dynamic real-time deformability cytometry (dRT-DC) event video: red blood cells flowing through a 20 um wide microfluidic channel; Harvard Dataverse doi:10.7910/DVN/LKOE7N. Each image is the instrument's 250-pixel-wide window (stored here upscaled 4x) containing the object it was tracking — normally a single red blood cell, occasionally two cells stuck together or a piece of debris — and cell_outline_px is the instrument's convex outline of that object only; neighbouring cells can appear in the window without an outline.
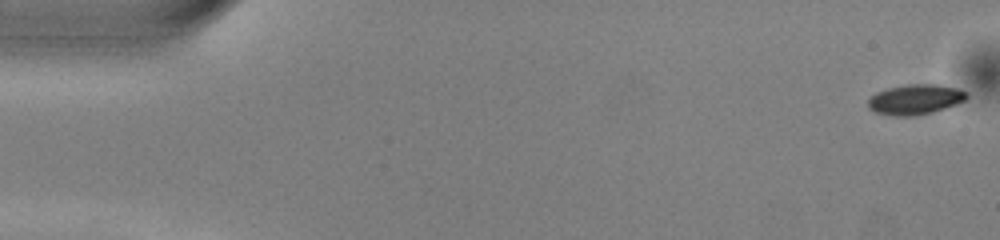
{"species": "common noctule bat (a hibernating species)", "species_latin": "Nyctalus noctula", "temperature_condition": "warm", "stored_images_in_passage": 47, "camera_frame_rate_fps": 3000, "um_per_image_px": 0.085, "animal": {"sex": "male", "body_mass_g": 13.0, "forearm_length_mm": 53.1}, "frame": {"image": 1, "passage_image": 1, "time_ms": 0.0, "image_size_px": [1000, 240], "cell_outline_px": [[968, 96], [964, 100], [956, 104], [932, 112], [912, 116], [892, 116], [876, 112], [868, 108], [868, 100], [876, 92], [888, 88], [908, 84], [936, 84], [956, 88], [968, 92]], "centroid_in_image_um": [77.78, 8.45], "position_along_channel_um": 7.2, "area_um2": 17.22}}
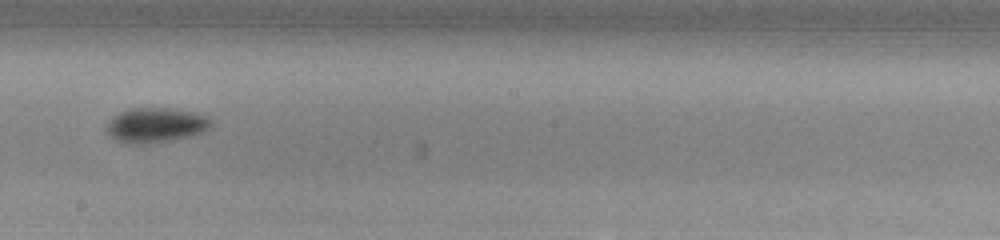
{"frame": {"image": 2, "passage_image": 29, "time_ms": 9.333, "image_size_px": [1000, 240], "cell_outline_px": [[212, 124], [204, 132], [172, 140], [136, 144], [128, 144], [116, 140], [104, 132], [104, 128], [112, 116], [128, 108], [168, 108], [200, 112], [208, 116], [212, 120]], "centroid_in_image_um": [13.22, 10.62], "position_along_channel_um": 235.0, "area_um2": 21.56}}
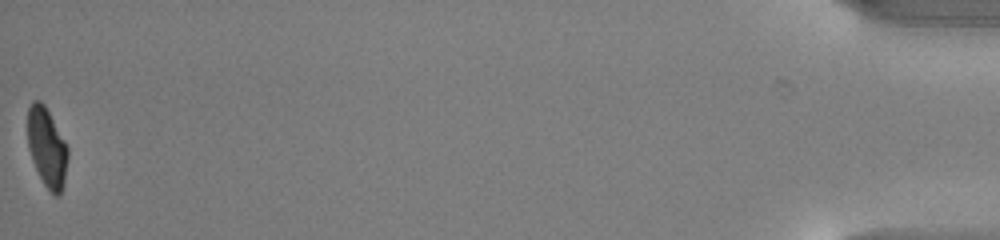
{"frame": {"image": 3, "passage_image": 47, "time_ms": 15.333, "image_size_px": [1000, 240], "cell_outline_px": [[68, 156], [64, 184], [60, 196], [56, 196], [44, 184], [32, 160], [28, 148], [28, 108], [32, 100], [40, 100], [44, 104], [64, 140], [68, 148]], "centroid_in_image_um": [3.99, 12.53], "position_along_channel_um": 431.2, "area_um2": 18.38}, "authors_computed_cell_mechanics": {"area_um2": 18.5538, "velocity_mm_per_s": 4.0134, "shape_relaxation_time_tau1_ms": 2.0439, "shape_relaxation_time_tau2_ms": null, "deformation_change_tau1": 0.1147, "deformation_change_tau2": null}}